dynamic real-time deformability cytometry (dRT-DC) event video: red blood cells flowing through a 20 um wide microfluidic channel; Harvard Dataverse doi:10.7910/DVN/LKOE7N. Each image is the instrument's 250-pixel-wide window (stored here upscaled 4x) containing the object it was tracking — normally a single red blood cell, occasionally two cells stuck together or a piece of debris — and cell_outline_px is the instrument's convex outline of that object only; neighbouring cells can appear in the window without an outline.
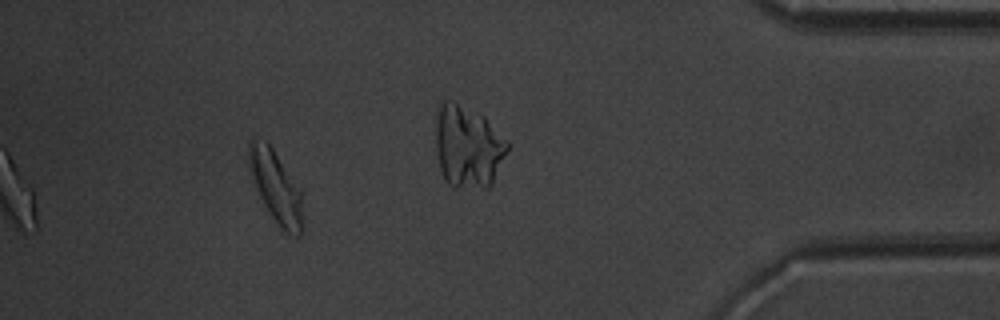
{"species": "common noctule bat (a hibernating species)", "species_latin": "Nyctalus noctula", "temperature_condition": "warm", "stored_images_in_passage": 44, "segment_of_instrument_passage": [2, 2], "camera_frame_rate_fps": 3000, "um_per_image_px": 0.085, "animal": {"sex": "male", "body_mass_g": 20.1, "forearm_length_mm": 53.5}, "frame": {"image": 1, "passage_image": 44, "time_ms": 14.333, "image_size_px": [1000, 320], "cell_outline_px": [[300, 236], [288, 236], [284, 232], [272, 216], [264, 204], [260, 196], [248, 164], [248, 140], [264, 140], [272, 148], [300, 188]], "centroid_in_image_um": [23.42, 15.85], "position_along_channel_um": 411.8, "area_um2": 21.68}}